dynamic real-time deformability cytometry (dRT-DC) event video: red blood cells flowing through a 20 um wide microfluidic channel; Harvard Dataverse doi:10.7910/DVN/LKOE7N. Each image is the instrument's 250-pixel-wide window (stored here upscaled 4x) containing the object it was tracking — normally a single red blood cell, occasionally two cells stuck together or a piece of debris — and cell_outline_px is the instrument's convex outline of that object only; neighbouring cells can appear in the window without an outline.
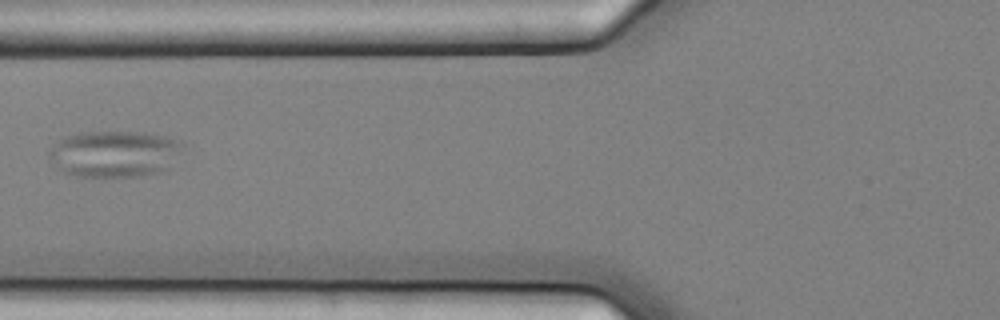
{"species": "common noctule bat (a hibernating species)", "species_latin": "Nyctalus noctula", "temperature_condition": "cold", "stored_images_in_passage": 6, "camera_frame_rate_fps": 3000, "um_per_image_px": 0.085, "animal": {"sex": "female", "body_mass_g": 25.1}, "frame": {"image": 1, "passage_image": 3, "time_ms": 0.667, "image_size_px": [1000, 320], "cell_outline_px": [[184, 144], [168, 168], [160, 172], [136, 176], [76, 176], [64, 172], [48, 156], [48, 152], [52, 144], [68, 136], [84, 132], [144, 132], [164, 136]], "centroid_in_image_um": [9.7, 13.07], "position_along_channel_um": 116.1, "area_um2": 35.6}}